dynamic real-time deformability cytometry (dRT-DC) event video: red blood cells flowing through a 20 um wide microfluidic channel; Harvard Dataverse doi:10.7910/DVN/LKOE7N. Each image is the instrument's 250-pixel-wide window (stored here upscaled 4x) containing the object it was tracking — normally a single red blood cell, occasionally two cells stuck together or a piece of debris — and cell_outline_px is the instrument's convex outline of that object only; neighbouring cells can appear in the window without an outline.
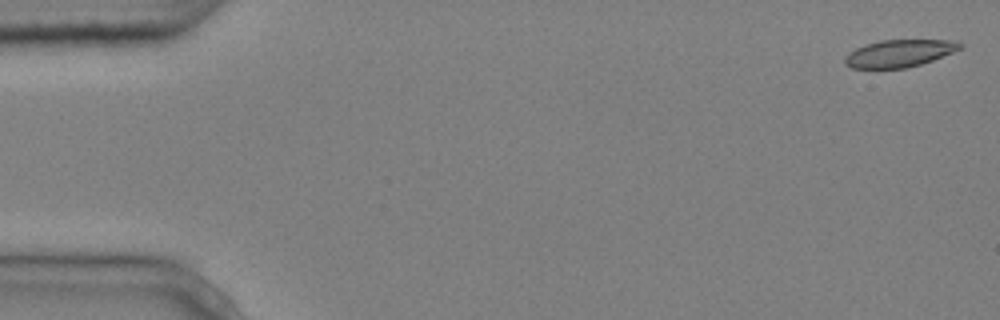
{"species": "common noctule bat (a hibernating species)", "species_latin": "Nyctalus noctula", "temperature_condition": "cold", "stored_images_in_passage": 5, "camera_frame_rate_fps": 3000, "um_per_image_px": 0.085, "animal": {"sex": "male", "body_mass_g": 20.4}, "frame": {"image": 1, "passage_image": 1, "time_ms": 0.0, "image_size_px": [1000, 320], "cell_outline_px": [[964, 48], [932, 60], [920, 64], [904, 68], [852, 68], [844, 64], [844, 56], [848, 52], [856, 48], [880, 40], [956, 40], [964, 44]], "centroid_in_image_um": [76.46, 4.53], "position_along_channel_um": 8.5, "area_um2": 18.38}}
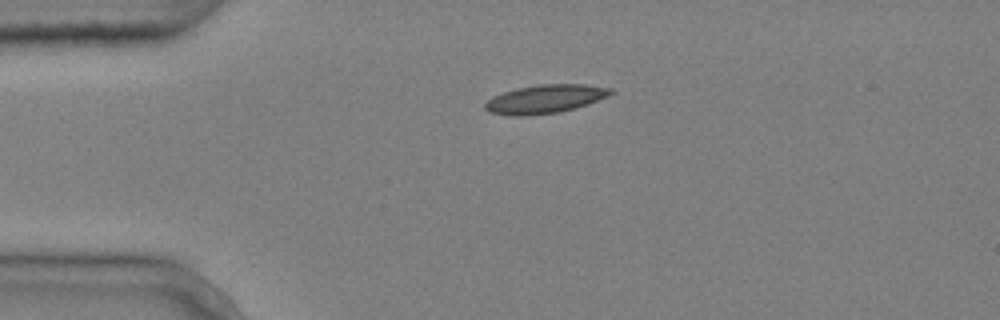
{"frame": {"image": 2, "passage_image": 4, "time_ms": 1.0, "image_size_px": [1000, 320], "cell_outline_px": [[616, 92], [608, 96], [588, 104], [576, 108], [560, 112], [528, 116], [512, 116], [488, 112], [484, 108], [484, 104], [492, 96], [516, 88], [540, 84], [584, 84], [612, 88]], "centroid_in_image_um": [46.34, 8.42], "position_along_channel_um": 38.7, "area_um2": 21.15}}